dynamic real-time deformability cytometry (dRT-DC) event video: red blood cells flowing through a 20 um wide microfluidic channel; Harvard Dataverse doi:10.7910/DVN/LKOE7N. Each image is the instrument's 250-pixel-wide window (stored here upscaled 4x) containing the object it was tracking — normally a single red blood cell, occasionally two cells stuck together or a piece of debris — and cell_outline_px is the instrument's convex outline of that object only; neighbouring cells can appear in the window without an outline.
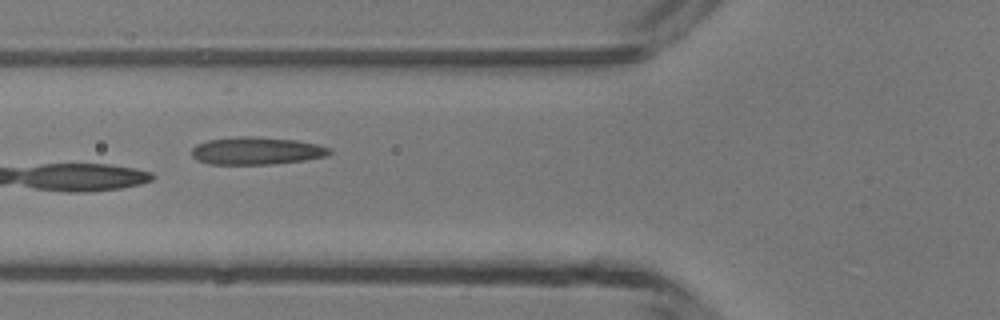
{"species": "common noctule bat (a hibernating species)", "species_latin": "Nyctalus noctula", "temperature_condition": "room temperature", "stored_images_in_passage": 6, "camera_frame_rate_fps": 3000, "um_per_image_px": 0.085, "animal": {"sex": "male", "body_mass_g": 13.3}, "frame": {"image": 1, "passage_image": 5, "time_ms": 5.667, "image_size_px": [1000, 320], "cell_outline_px": [[332, 152], [324, 156], [304, 160], [272, 164], [212, 164], [196, 160], [192, 156], [192, 148], [196, 144], [208, 140], [236, 136], [252, 136], [296, 140], [316, 144], [332, 148]], "centroid_in_image_um": [21.78, 12.81], "position_along_channel_um": 104.0, "area_um2": 22.14}}